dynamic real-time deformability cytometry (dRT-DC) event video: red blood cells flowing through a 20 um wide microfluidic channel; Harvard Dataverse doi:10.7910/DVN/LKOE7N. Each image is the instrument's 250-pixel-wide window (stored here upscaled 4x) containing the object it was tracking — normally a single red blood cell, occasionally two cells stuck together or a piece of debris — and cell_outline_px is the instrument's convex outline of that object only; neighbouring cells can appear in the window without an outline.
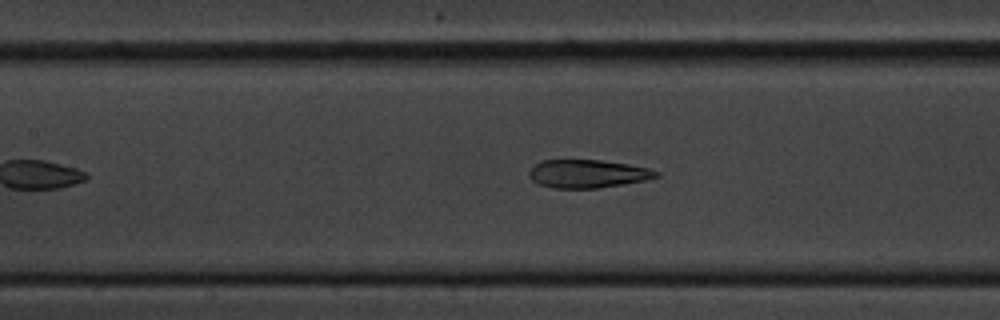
{"species": "common noctule bat (a hibernating species)", "species_latin": "Nyctalus noctula", "temperature_condition": "cold", "stored_images_in_passage": 45, "camera_frame_rate_fps": 3000, "um_per_image_px": 0.085, "animal": {"sex": "male", "body_mass_g": 20.1, "forearm_length_mm": 53.5}, "frame": {"image": 1, "passage_image": 17, "time_ms": 5.333, "image_size_px": [1000, 320], "cell_outline_px": [[660, 176], [644, 180], [596, 188], [552, 188], [536, 184], [528, 176], [528, 172], [540, 160], [600, 160], [628, 164], [648, 168], [660, 172]], "centroid_in_image_um": [49.91, 14.77], "position_along_channel_um": 157.5, "area_um2": 20.81}}
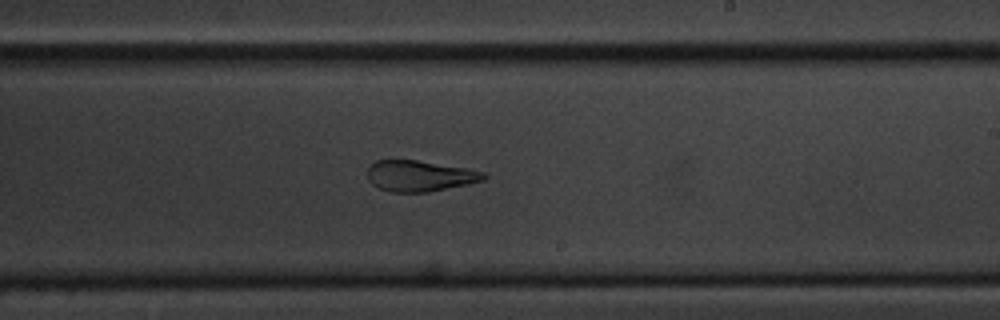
{"frame": {"image": 2, "passage_image": 25, "time_ms": 8.0, "image_size_px": [1000, 320], "cell_outline_px": [[488, 176], [484, 180], [468, 184], [428, 192], [392, 192], [380, 188], [372, 184], [368, 180], [368, 164], [376, 160], [416, 160], [468, 168], [484, 172]], "centroid_in_image_um": [35.67, 14.94], "position_along_channel_um": 253.3, "area_um2": 21.04}}
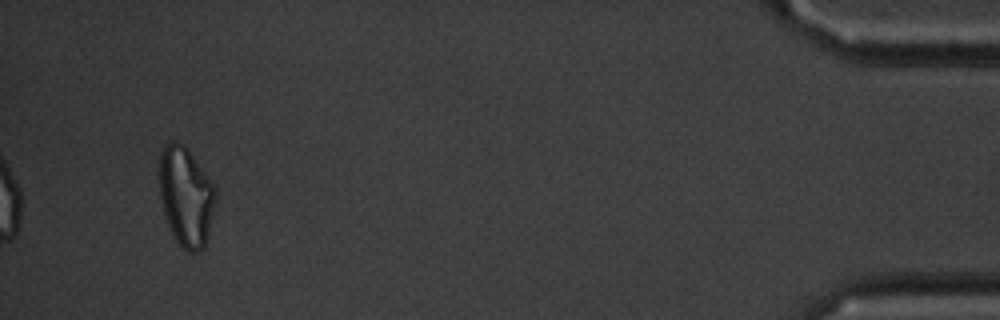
{"frame": {"image": 3, "passage_image": 45, "time_ms": 14.667, "image_size_px": [1000, 320], "cell_outline_px": [[216, 204], [208, 236], [204, 248], [196, 252], [188, 252], [172, 236], [164, 212], [160, 196], [160, 152], [164, 144], [172, 140], [176, 140], [184, 144], [188, 148], [216, 188]], "centroid_in_image_um": [15.82, 16.68], "position_along_channel_um": 419.4, "area_um2": 32.83}, "authors_computed_cell_mechanics": {"area_um2": 21.5016, "velocity_mm_per_s": 3.6136, "shape_relaxation_time_tau1_ms": 9.8745, "shape_relaxation_time_tau2_ms": 2.597, "deformation_change_tau1": 0.2631, "deformation_change_tau2": 0.1176}}